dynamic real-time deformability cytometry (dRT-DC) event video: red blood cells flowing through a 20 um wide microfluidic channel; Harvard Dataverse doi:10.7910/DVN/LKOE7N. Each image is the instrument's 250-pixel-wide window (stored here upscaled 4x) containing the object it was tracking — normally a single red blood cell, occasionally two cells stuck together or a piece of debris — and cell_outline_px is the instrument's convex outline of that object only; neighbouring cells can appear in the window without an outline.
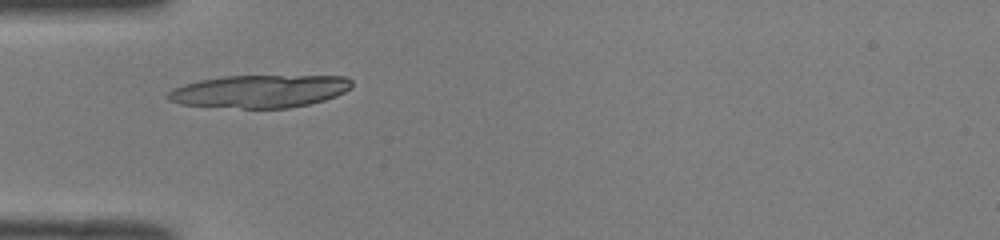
{"species": "common noctule bat (a hibernating species)", "species_latin": "Nyctalus noctula", "temperature_condition": "room temperature", "stored_images_in_passage": 34, "segment_of_instrument_passage": [2, 3], "camera_frame_rate_fps": 3000, "um_per_image_px": 0.085, "animal": {"sex": "male", "body_mass_g": 19.0, "forearm_length_mm": 50.8}, "frame": {"image": 1, "passage_image": 5, "time_ms": 1.333, "image_size_px": [1000, 240], "cell_outline_px": [[348, 88], [332, 96], [300, 104], [280, 104], [276, 80], [316, 76], [328, 76], [348, 80]], "centroid_in_image_um": [26.27, 7.55], "position_along_channel_um": 58.7, "area_um2": 11.04}}